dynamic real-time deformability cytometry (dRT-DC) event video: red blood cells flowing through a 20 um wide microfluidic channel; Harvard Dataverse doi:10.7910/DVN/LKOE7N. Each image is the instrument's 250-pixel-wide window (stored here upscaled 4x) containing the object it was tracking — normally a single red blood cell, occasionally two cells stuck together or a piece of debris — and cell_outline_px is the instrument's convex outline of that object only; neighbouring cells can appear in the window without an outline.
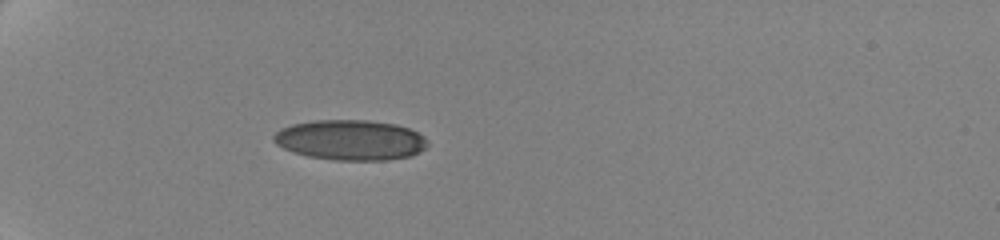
{"species": "human", "species_latin": "Homo sapiens", "temperature_condition": "cold", "stored_images_in_passage": 32, "camera_frame_rate_fps": 3000, "um_per_image_px": 0.085, "donor": {"sex": "female"}, "frame": {"image": 1, "passage_image": 1, "time_ms": 0.0, "image_size_px": [1000, 240], "cell_outline_px": [[428, 144], [420, 152], [412, 156], [388, 160], [332, 160], [308, 156], [292, 152], [276, 144], [272, 140], [272, 136], [280, 128], [292, 124], [316, 120], [368, 120], [396, 124], [408, 128], [424, 136], [428, 140]], "centroid_in_image_um": [29.78, 11.9], "position_along_channel_um": 55.2, "area_um2": 36.36}}
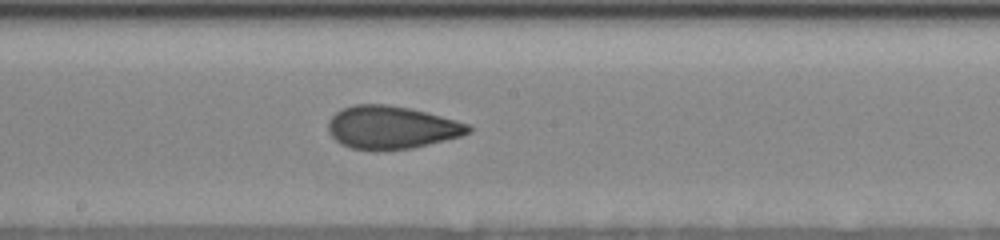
{"frame": {"image": 2, "passage_image": 17, "time_ms": 5.333, "image_size_px": [1000, 240], "cell_outline_px": [[472, 132], [460, 136], [412, 148], [376, 152], [372, 152], [352, 148], [340, 144], [328, 132], [328, 120], [336, 112], [352, 104], [388, 104], [408, 108], [456, 120], [468, 124], [472, 128]], "centroid_in_image_um": [33.23, 10.85], "position_along_channel_um": 215.0, "area_um2": 35.26}}
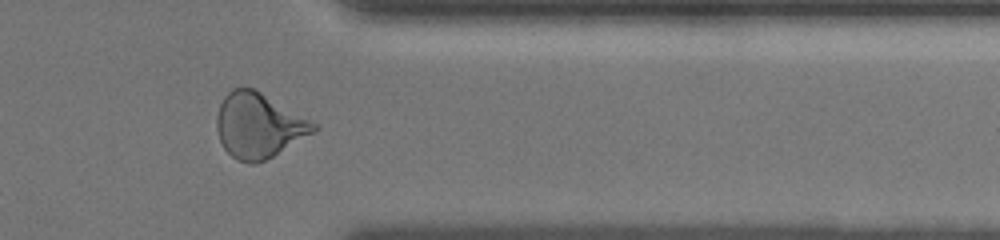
{"frame": {"image": 3, "passage_image": 30, "time_ms": 10.333, "image_size_px": [1000, 240], "cell_outline_px": [[320, 128], [272, 156], [256, 164], [248, 164], [236, 160], [224, 148], [220, 140], [216, 128], [216, 116], [220, 104], [224, 96], [232, 88], [256, 88], [320, 124]], "centroid_in_image_um": [22.0, 10.64], "position_along_channel_um": 389.4, "area_um2": 36.99}, "authors_computed_cell_mechanics": {"area_um2": 35.1135, "velocity_mm_per_s": 3.5414, "shape_relaxation_time_tau1_ms": null, "shape_relaxation_time_tau2_ms": 1.3242, "deformation_change_tau1": null, "deformation_change_tau2": 0.0668}}